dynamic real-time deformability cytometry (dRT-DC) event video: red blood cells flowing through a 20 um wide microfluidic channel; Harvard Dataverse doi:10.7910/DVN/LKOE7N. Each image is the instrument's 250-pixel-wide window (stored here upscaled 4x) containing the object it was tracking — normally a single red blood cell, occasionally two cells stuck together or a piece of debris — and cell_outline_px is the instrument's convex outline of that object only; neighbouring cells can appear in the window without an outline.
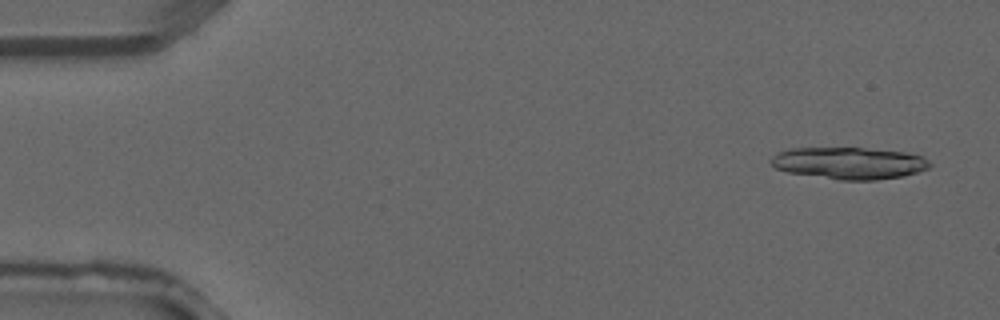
{"species": "common noctule bat (a hibernating species)", "species_latin": "Nyctalus noctula", "temperature_condition": "warm", "stored_images_in_passage": 3, "camera_frame_rate_fps": 3000, "um_per_image_px": 0.085, "animal": {"sex": "male", "forearm_length_mm": 52.5}, "frame": {"image": 1, "passage_image": 1, "time_ms": 0.0, "image_size_px": [1000, 320], "cell_outline_px": [[932, 164], [928, 168], [904, 176], [876, 180], [840, 180], [788, 172], [776, 168], [768, 160], [772, 156], [780, 152], [792, 148], [864, 148], [908, 152], [924, 156]], "centroid_in_image_um": [72.21, 13.86], "position_along_channel_um": 12.8, "area_um2": 29.59}}